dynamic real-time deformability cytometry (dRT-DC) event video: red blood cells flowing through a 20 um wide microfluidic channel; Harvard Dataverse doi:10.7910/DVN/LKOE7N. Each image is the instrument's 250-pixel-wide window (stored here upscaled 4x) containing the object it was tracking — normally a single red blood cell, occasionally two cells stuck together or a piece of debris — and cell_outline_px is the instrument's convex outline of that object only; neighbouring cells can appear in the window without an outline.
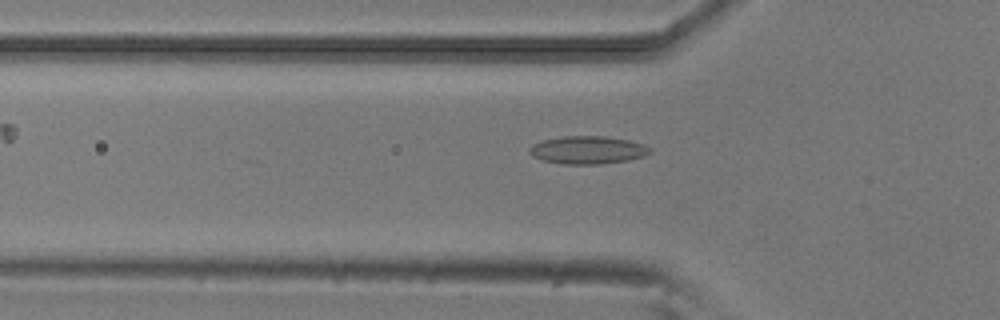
{"species": "common noctule bat (a hibernating species)", "species_latin": "Nyctalus noctula", "temperature_condition": "room temperature", "stored_images_in_passage": 39, "camera_frame_rate_fps": 3000, "um_per_image_px": 0.085, "animal": {"sex": "male", "body_mass_g": 20.5, "forearm_length_mm": 52.5}, "frame": {"image": 1, "passage_image": 4, "time_ms": 1.0, "image_size_px": [1000, 320], "cell_outline_px": [[652, 152], [644, 156], [628, 160], [600, 164], [564, 164], [544, 160], [532, 156], [528, 152], [528, 148], [532, 144], [544, 140], [560, 136], [604, 136], [628, 140], [644, 144], [652, 148]], "centroid_in_image_um": [49.96, 12.74], "position_along_channel_um": 75.8, "area_um2": 19.65}}
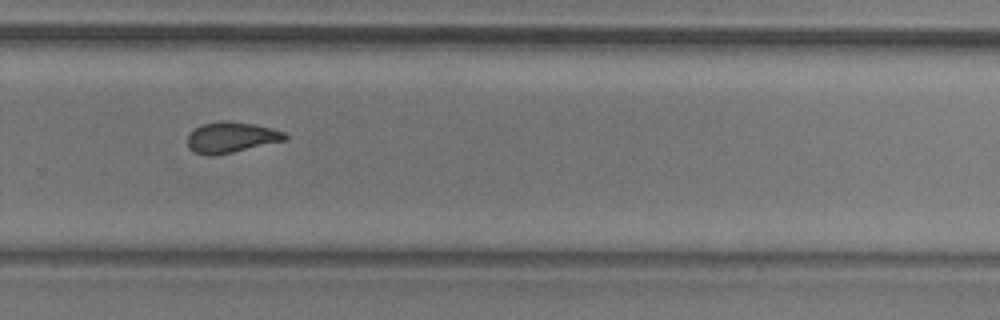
{"frame": {"image": 2, "passage_image": 22, "time_ms": 7.0, "image_size_px": [1000, 320], "cell_outline_px": [[288, 140], [232, 152], [212, 156], [208, 156], [196, 152], [188, 148], [188, 136], [196, 128], [204, 124], [224, 120], [252, 124], [284, 132], [288, 136]], "centroid_in_image_um": [19.67, 11.69], "position_along_channel_um": 310.1, "area_um2": 17.17}}
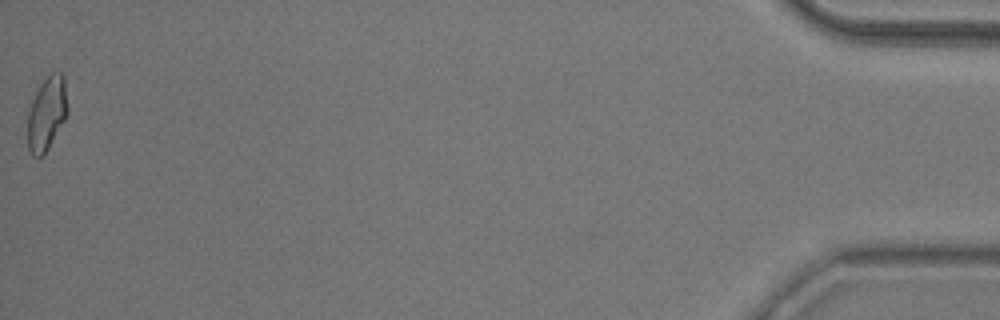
{"frame": {"image": 3, "passage_image": 39, "time_ms": 12.667, "image_size_px": [1000, 320], "cell_outline_px": [[68, 112], [64, 120], [44, 156], [32, 156], [28, 148], [28, 112], [32, 100], [40, 84], [52, 72], [60, 72], [64, 76], [68, 104]], "centroid_in_image_um": [3.99, 9.65], "position_along_channel_um": 431.2, "area_um2": 17.17}, "authors_computed_cell_mechanics": {"area_um2": 17.1088, "velocity_mm_per_s": 3.8941, "shape_relaxation_time_tau1_ms": null, "shape_relaxation_time_tau2_ms": 2.8629, "deformation_change_tau1": null, "deformation_change_tau2": 0.0977}}